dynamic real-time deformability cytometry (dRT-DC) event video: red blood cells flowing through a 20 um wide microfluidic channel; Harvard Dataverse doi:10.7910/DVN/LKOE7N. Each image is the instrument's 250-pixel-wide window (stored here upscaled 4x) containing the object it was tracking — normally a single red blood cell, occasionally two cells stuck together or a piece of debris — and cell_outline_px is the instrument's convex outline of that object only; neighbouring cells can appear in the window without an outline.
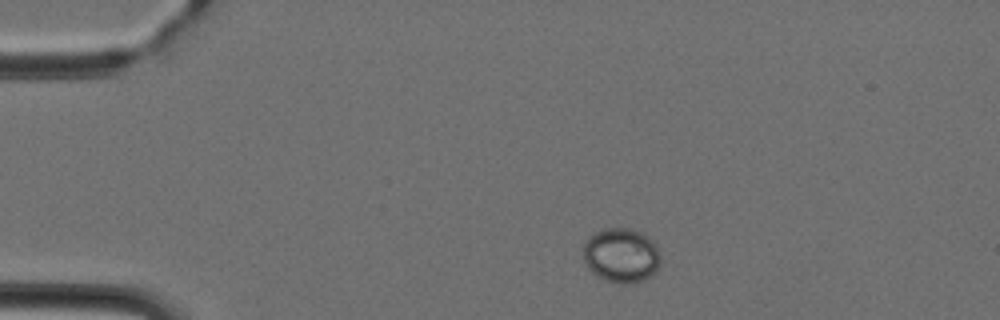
{"species": "Egyptian fruit bat (a non-hibernating species)", "species_latin": "Rousettus aegyptiacus", "temperature_condition": "cold", "stored_images_in_passage": 40, "camera_frame_rate_fps": 3000, "um_per_image_px": 0.085, "animal": {"sex": "female"}, "frame": {"image": 1, "passage_image": 1, "time_ms": 0.0, "image_size_px": [1000, 320], "cell_outline_px": [[660, 264], [652, 276], [644, 280], [624, 284], [620, 284], [604, 280], [596, 276], [588, 268], [584, 260], [584, 244], [588, 236], [604, 228], [632, 228], [644, 232], [652, 240], [660, 256]], "centroid_in_image_um": [52.81, 21.7], "position_along_channel_um": 32.2, "area_um2": 24.85}}
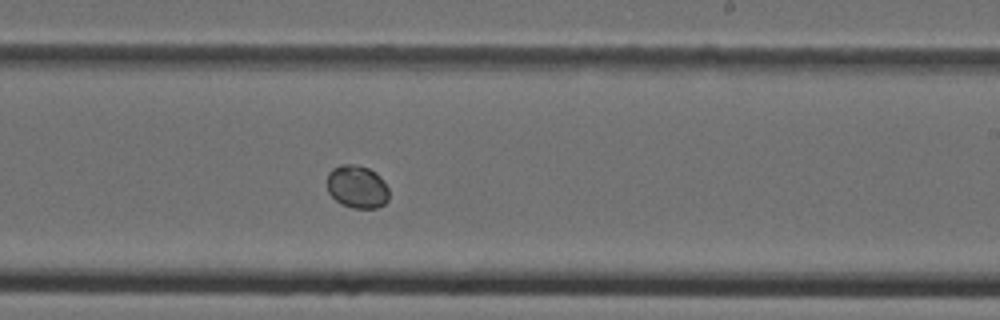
{"frame": {"image": 2, "passage_image": 21, "time_ms": 6.667, "image_size_px": [1000, 320], "cell_outline_px": [[388, 200], [384, 204], [376, 208], [352, 208], [336, 200], [328, 192], [328, 172], [332, 168], [340, 164], [352, 164], [368, 168], [376, 172], [384, 180], [388, 188]], "centroid_in_image_um": [30.36, 15.86], "position_along_channel_um": 258.6, "area_um2": 15.49}}
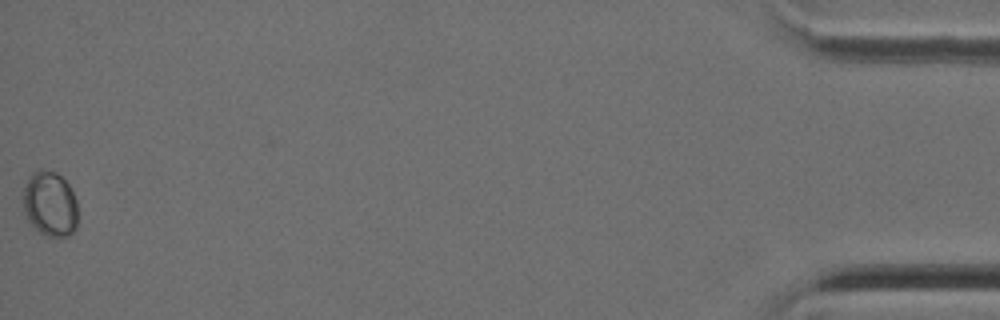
{"frame": {"image": 3, "passage_image": 40, "time_ms": 13.0, "image_size_px": [1000, 320], "cell_outline_px": [[76, 228], [68, 236], [44, 236], [28, 224], [24, 212], [24, 184], [28, 176], [32, 172], [44, 168], [56, 172], [68, 184], [76, 200]], "centroid_in_image_um": [4.21, 17.33], "position_along_channel_um": 431.0, "area_um2": 20.98}}